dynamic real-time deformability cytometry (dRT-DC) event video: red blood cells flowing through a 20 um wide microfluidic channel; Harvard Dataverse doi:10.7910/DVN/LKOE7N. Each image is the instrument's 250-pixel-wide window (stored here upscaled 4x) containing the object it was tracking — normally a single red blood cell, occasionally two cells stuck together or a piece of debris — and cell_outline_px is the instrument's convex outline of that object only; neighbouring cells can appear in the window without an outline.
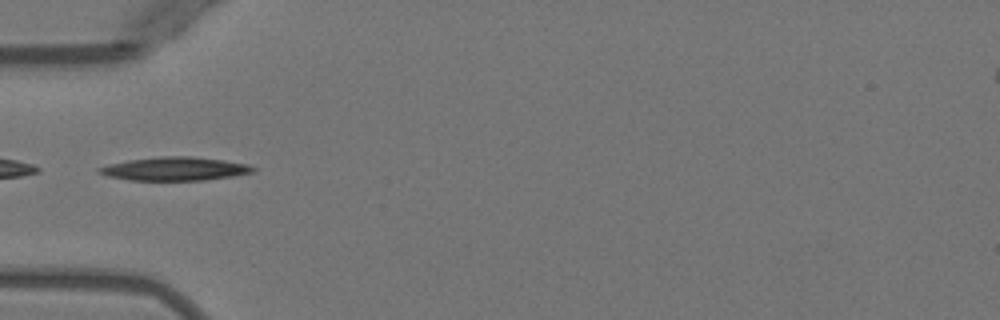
{"species": "Egyptian fruit bat (a non-hibernating species)", "species_latin": "Rousettus aegyptiacus", "temperature_condition": "warm", "stored_images_in_passage": 35, "camera_frame_rate_fps": 3000, "um_per_image_px": 0.085, "animal": {"sex": "female"}, "frame": {"image": 1, "passage_image": 1, "time_ms": 0.0, "image_size_px": [1000, 320], "cell_outline_px": [[256, 172], [232, 176], [204, 180], [128, 180], [108, 176], [96, 172], [96, 168], [108, 164], [128, 160], [160, 156], [192, 156], [224, 160], [248, 164], [256, 168]], "centroid_in_image_um": [14.85, 14.34], "position_along_channel_um": 70.1, "area_um2": 21.21}}
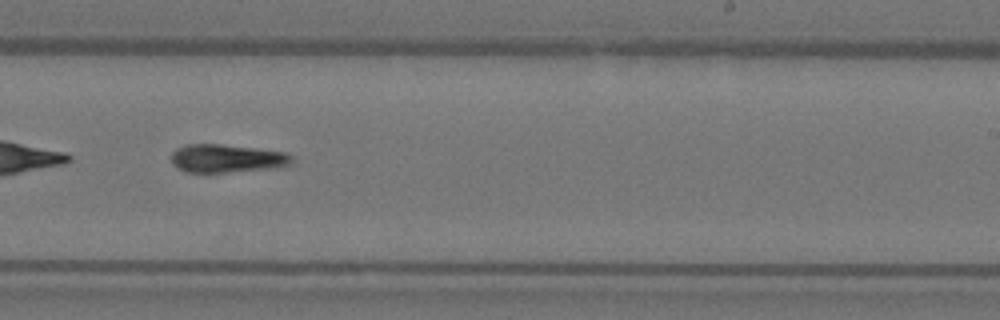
{"frame": {"image": 2, "passage_image": 16, "time_ms": 5.0, "image_size_px": [1000, 320], "cell_outline_px": [[292, 164], [280, 168], [224, 172], [184, 172], [176, 168], [172, 164], [172, 152], [176, 148], [188, 144], [220, 144], [256, 148], [288, 152], [292, 156]], "centroid_in_image_um": [19.31, 13.47], "position_along_channel_um": 269.7, "area_um2": 20.11}}
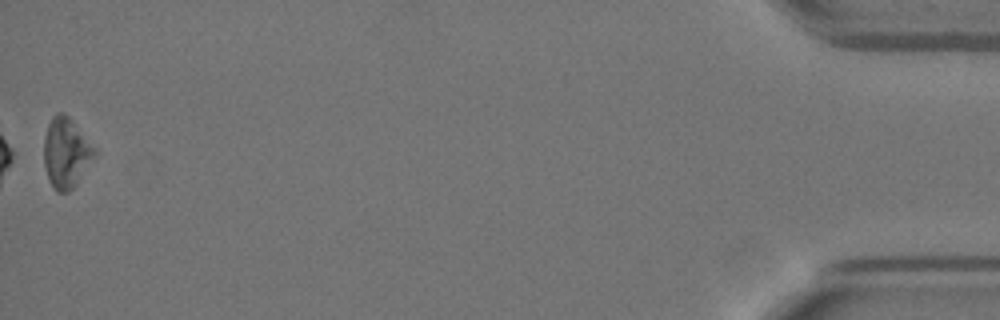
{"frame": {"image": 3, "passage_image": 35, "time_ms": 11.333, "image_size_px": [1000, 320], "cell_outline_px": [[96, 152], [76, 184], [68, 192], [56, 192], [52, 188], [44, 164], [44, 136], [48, 124], [52, 116], [56, 112], [64, 112], [72, 120], [96, 148]], "centroid_in_image_um": [5.59, 12.96], "position_along_channel_um": 429.6, "area_um2": 20.52}, "authors_computed_cell_mechanics": {"area_um2": 20.1144, "velocity_mm_per_s": 3.9815, "shape_relaxation_time_tau1_ms": 3.2013, "shape_relaxation_time_tau2_ms": null, "deformation_change_tau1": 0.1699, "deformation_change_tau2": null}}